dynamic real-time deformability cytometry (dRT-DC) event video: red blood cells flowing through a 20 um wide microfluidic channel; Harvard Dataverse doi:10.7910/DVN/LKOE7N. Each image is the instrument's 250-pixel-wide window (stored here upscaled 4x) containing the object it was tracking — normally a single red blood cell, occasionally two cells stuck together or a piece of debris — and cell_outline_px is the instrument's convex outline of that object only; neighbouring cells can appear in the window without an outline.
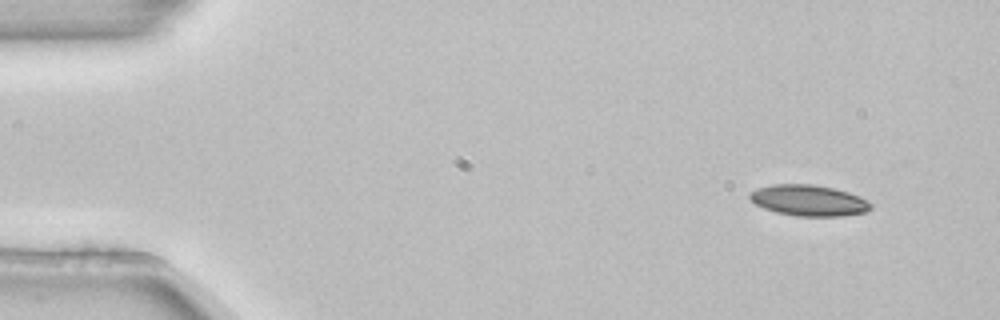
{"species": "common noctule bat (a hibernating species)", "species_latin": "Nyctalus noctula", "temperature_condition": "room temperature", "stored_images_in_passage": 4, "camera_frame_rate_fps": 3000, "um_per_image_px": 0.085, "animal": {"sex": "female", "body_mass_g": 22.7, "forearm_length_mm": 54.2}, "frame": {"image": 1, "passage_image": 1, "time_ms": 0.0, "image_size_px": [1000, 320], "cell_outline_px": [[872, 208], [868, 212], [840, 216], [796, 216], [776, 212], [764, 208], [756, 204], [748, 196], [748, 192], [756, 188], [772, 184], [812, 184], [832, 188], [848, 192], [860, 196], [872, 204]], "centroid_in_image_um": [68.74, 17.03], "position_along_channel_um": 16.3, "area_um2": 21.96}}
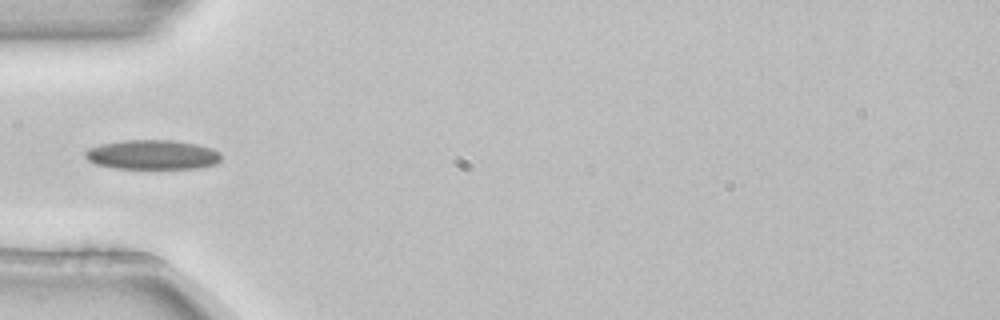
{"frame": {"image": 2, "passage_image": 4, "time_ms": 1.0, "image_size_px": [1000, 320], "cell_outline_px": [[220, 160], [216, 164], [196, 168], [116, 168], [96, 164], [88, 160], [84, 156], [84, 152], [88, 148], [100, 144], [124, 140], [172, 140], [196, 144], [212, 148], [220, 152]], "centroid_in_image_um": [12.94, 13.14], "position_along_channel_um": 72.1, "area_um2": 23.35}}